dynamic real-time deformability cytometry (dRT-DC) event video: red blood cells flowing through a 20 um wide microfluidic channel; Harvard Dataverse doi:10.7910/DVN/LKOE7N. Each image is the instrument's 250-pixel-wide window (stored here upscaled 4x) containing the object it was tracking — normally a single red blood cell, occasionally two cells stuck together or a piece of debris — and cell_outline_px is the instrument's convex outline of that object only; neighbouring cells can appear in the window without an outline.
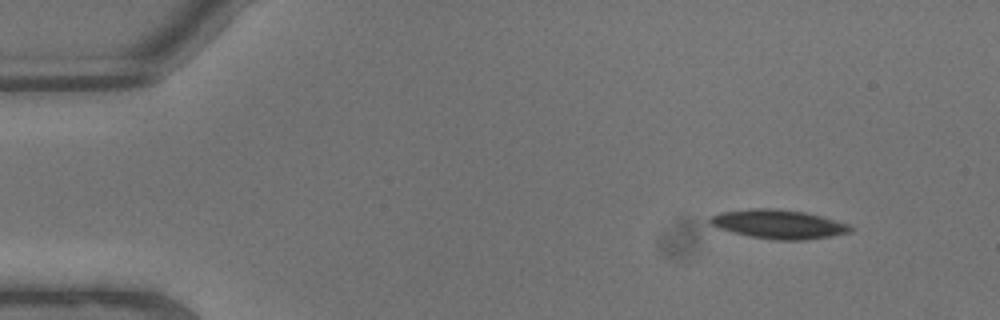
{"species": "common noctule bat (a hibernating species)", "species_latin": "Nyctalus noctula", "temperature_condition": "warm", "stored_images_in_passage": 5, "camera_frame_rate_fps": 3000, "um_per_image_px": 0.085, "animal": {"sex": "male", "body_mass_g": 13.3}, "frame": {"image": 1, "passage_image": 1, "time_ms": 0.0, "image_size_px": [1000, 320], "cell_outline_px": [[852, 232], [832, 236], [804, 240], [772, 240], [732, 232], [708, 224], [708, 216], [720, 212], [752, 208], [776, 208], [804, 212], [836, 220], [848, 224], [852, 228]], "centroid_in_image_um": [66.14, 19.05], "position_along_channel_um": 18.9, "area_um2": 23.81}}
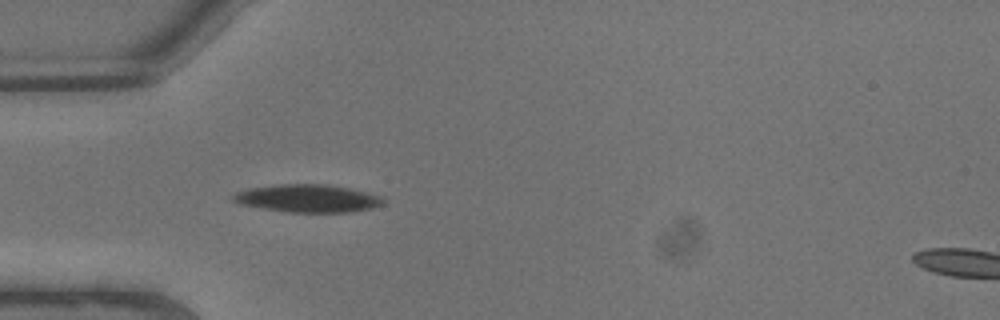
{"frame": {"image": 2, "passage_image": 5, "time_ms": 1.333, "image_size_px": [1000, 320], "cell_outline_px": [[384, 204], [372, 208], [352, 212], [284, 212], [236, 204], [228, 196], [236, 192], [248, 188], [280, 184], [328, 184], [352, 188], [384, 196]], "centroid_in_image_um": [26.14, 16.86], "position_along_channel_um": 58.9, "area_um2": 24.91}}